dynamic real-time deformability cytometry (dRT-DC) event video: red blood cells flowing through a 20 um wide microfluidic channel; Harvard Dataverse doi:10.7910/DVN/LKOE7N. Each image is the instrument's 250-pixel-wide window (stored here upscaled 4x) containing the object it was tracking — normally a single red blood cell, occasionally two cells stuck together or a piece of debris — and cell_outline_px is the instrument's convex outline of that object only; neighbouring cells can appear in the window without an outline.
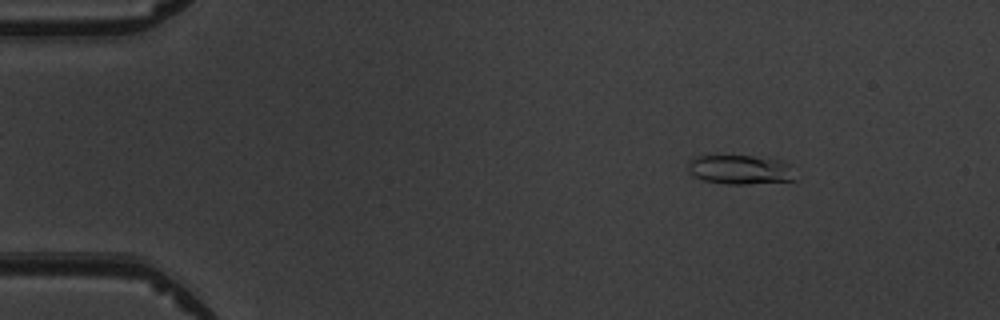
{"species": "common noctule bat (a hibernating species)", "species_latin": "Nyctalus noctula", "temperature_condition": "warm", "stored_images_in_passage": 6, "camera_frame_rate_fps": 3000, "um_per_image_px": 0.085, "animal": {"sex": "male", "body_mass_g": 19.5, "forearm_length_mm": 54.6}, "frame": {"image": 1, "passage_image": 1, "time_ms": 0.0, "image_size_px": [1000, 320], "cell_outline_px": [[792, 180], [748, 184], [724, 184], [704, 180], [692, 176], [688, 172], [688, 164], [696, 156], [752, 156], [780, 160], [788, 164]], "centroid_in_image_um": [62.81, 14.42], "position_along_channel_um": 22.2, "area_um2": 17.86}}
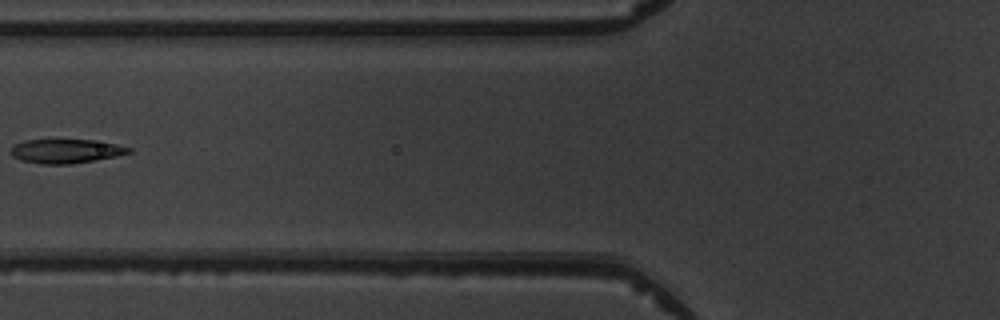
{"frame": {"image": 2, "passage_image": 5, "time_ms": 4.667, "image_size_px": [1000, 320], "cell_outline_px": [[132, 152], [116, 156], [72, 164], [40, 164], [20, 160], [12, 156], [12, 148], [16, 144], [24, 140], [92, 140], [116, 144], [132, 148]], "centroid_in_image_um": [5.61, 12.85], "position_along_channel_um": 120.2, "area_um2": 16.42}}
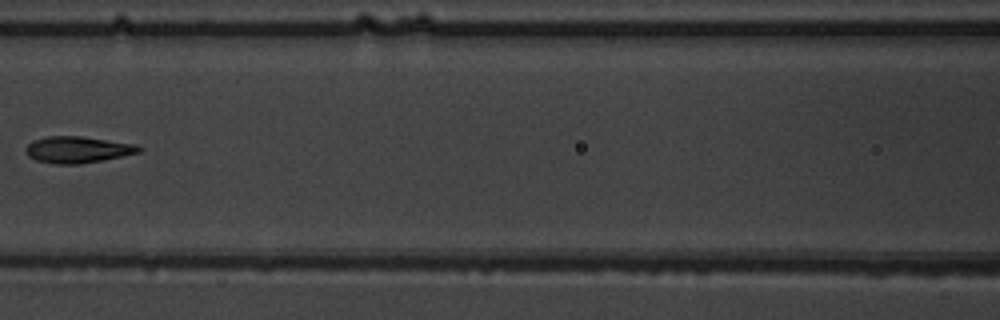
{"frame": {"image": 3, "passage_image": 6, "time_ms": 5.667, "image_size_px": [1000, 320], "cell_outline_px": [[144, 148], [140, 152], [104, 160], [80, 164], [52, 164], [36, 160], [28, 156], [24, 148], [32, 140], [48, 136], [80, 136], [132, 144]], "centroid_in_image_um": [6.55, 12.73], "position_along_channel_um": 160.0, "area_um2": 17.46}}